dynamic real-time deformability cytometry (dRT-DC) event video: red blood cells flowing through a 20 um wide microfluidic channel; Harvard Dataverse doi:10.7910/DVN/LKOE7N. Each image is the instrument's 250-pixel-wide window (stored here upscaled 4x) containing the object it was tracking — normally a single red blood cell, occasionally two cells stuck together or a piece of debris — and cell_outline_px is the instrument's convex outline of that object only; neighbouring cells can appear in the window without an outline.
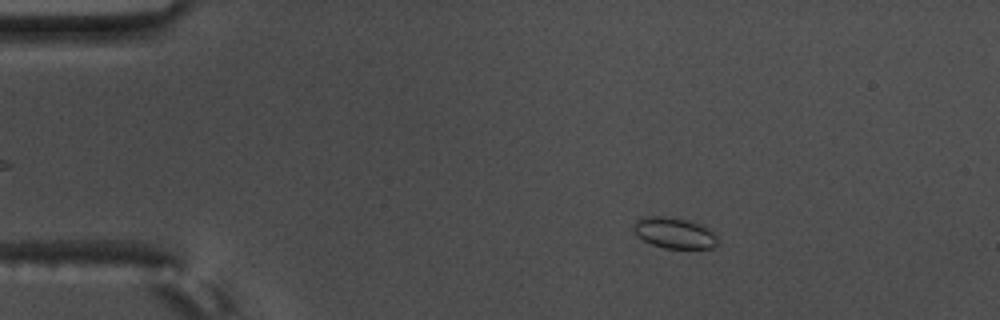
{"species": "common noctule bat (a hibernating species)", "species_latin": "Nyctalus noctula", "temperature_condition": "warm", "stored_images_in_passage": 59, "camera_frame_rate_fps": 3000, "um_per_image_px": 0.085, "animal": {"sex": "male", "body_mass_g": 17.5, "forearm_length_mm": 52.3}, "frame": {"image": 1, "passage_image": 11, "time_ms": 3.333, "image_size_px": [1000, 320], "cell_outline_px": [[720, 244], [712, 248], [664, 248], [652, 244], [636, 236], [632, 228], [636, 220], [640, 216], [668, 216], [688, 220], [700, 224], [708, 228], [720, 240]], "centroid_in_image_um": [57.31, 19.79], "position_along_channel_um": 27.7, "area_um2": 15.43}}
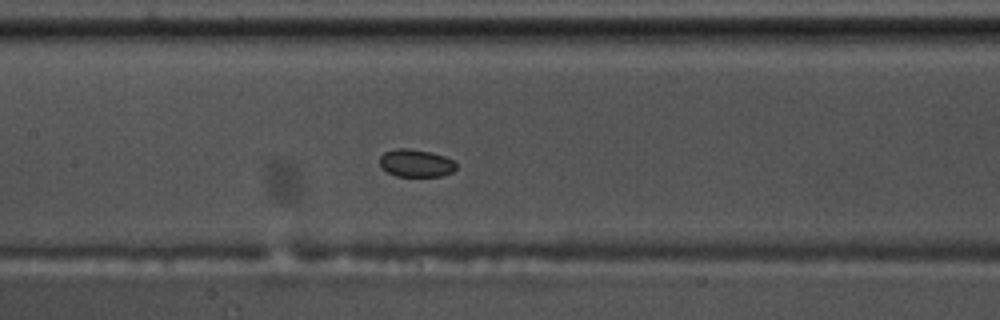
{"frame": {"image": 2, "passage_image": 29, "time_ms": 9.333, "image_size_px": [1000, 320], "cell_outline_px": [[456, 168], [452, 172], [440, 176], [396, 176], [388, 172], [380, 164], [380, 156], [384, 152], [396, 148], [408, 148], [428, 152], [444, 156], [456, 160]], "centroid_in_image_um": [35.37, 13.86], "position_along_channel_um": 172.0, "area_um2": 12.25}}
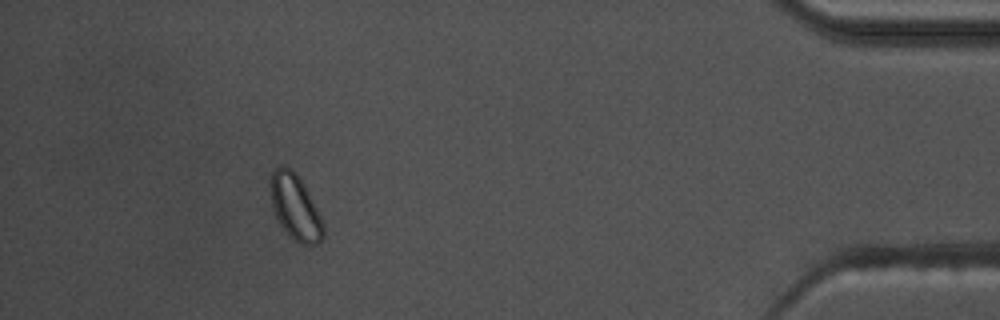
{"frame": {"image": 3, "passage_image": 54, "time_ms": 17.667, "image_size_px": [1000, 320], "cell_outline_px": [[324, 236], [320, 244], [300, 244], [288, 236], [280, 224], [272, 208], [268, 188], [268, 184], [272, 172], [276, 168], [284, 164], [292, 168], [300, 176], [324, 224]], "centroid_in_image_um": [25.06, 17.58], "position_along_channel_um": 410.1, "area_um2": 20.63}}